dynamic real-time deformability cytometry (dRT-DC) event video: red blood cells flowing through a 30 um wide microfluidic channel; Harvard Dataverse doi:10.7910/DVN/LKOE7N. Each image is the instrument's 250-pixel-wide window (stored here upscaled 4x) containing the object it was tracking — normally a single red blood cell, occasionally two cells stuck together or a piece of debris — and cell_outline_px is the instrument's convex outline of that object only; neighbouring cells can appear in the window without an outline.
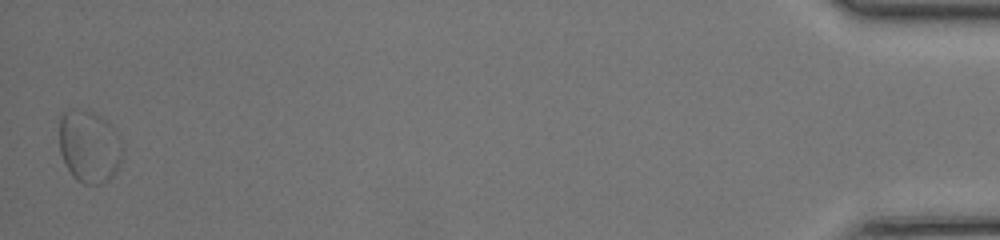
{"species": "common noctule bat (a hibernating species)", "species_latin": "Nyctalus noctula", "temperature_condition": "room temperature", "stored_images_in_passage": 48, "segment_of_instrument_passage": [2, 2], "camera_frame_rate_fps": 3000, "um_per_image_px": 0.085, "animal": {"sex": "female", "body_mass_g": 17.0, "forearm_length_mm": 48.0}, "frame": {"image": 1, "passage_image": 48, "time_ms": 15.667, "image_size_px": [1000, 240], "cell_outline_px": [[124, 156], [116, 172], [108, 180], [100, 184], [84, 184], [76, 180], [72, 176], [60, 152], [60, 116], [68, 108], [72, 108], [92, 112], [100, 116], [112, 124], [120, 136], [124, 148]], "centroid_in_image_um": [7.63, 12.44], "position_along_channel_um": 427.6, "area_um2": 27.22}}